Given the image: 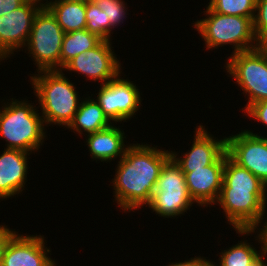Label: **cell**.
<instances>
[{"instance_id":"15","label":"cell","mask_w":267,"mask_h":266,"mask_svg":"<svg viewBox=\"0 0 267 266\" xmlns=\"http://www.w3.org/2000/svg\"><path fill=\"white\" fill-rule=\"evenodd\" d=\"M194 137L190 150L184 153L183 157L171 151V157L181 167L183 173L211 165L226 150V137L214 139L203 125L197 126Z\"/></svg>"},{"instance_id":"7","label":"cell","mask_w":267,"mask_h":266,"mask_svg":"<svg viewBox=\"0 0 267 266\" xmlns=\"http://www.w3.org/2000/svg\"><path fill=\"white\" fill-rule=\"evenodd\" d=\"M65 32L51 11L42 7L36 14L25 48L37 71L60 70L61 46Z\"/></svg>"},{"instance_id":"8","label":"cell","mask_w":267,"mask_h":266,"mask_svg":"<svg viewBox=\"0 0 267 266\" xmlns=\"http://www.w3.org/2000/svg\"><path fill=\"white\" fill-rule=\"evenodd\" d=\"M194 203L186 185L185 175L171 157L160 172L155 191L147 206L159 216L174 218L184 215Z\"/></svg>"},{"instance_id":"20","label":"cell","mask_w":267,"mask_h":266,"mask_svg":"<svg viewBox=\"0 0 267 266\" xmlns=\"http://www.w3.org/2000/svg\"><path fill=\"white\" fill-rule=\"evenodd\" d=\"M258 230L259 234L257 233L256 240L261 244L259 251H257L253 245L247 243L246 241H238L236 245L229 247V249L224 251L222 250V252L219 254V266L252 265L267 250L264 231L260 227ZM214 266H216L215 263Z\"/></svg>"},{"instance_id":"21","label":"cell","mask_w":267,"mask_h":266,"mask_svg":"<svg viewBox=\"0 0 267 266\" xmlns=\"http://www.w3.org/2000/svg\"><path fill=\"white\" fill-rule=\"evenodd\" d=\"M221 188L241 191H267V186L246 168L235 163L226 151Z\"/></svg>"},{"instance_id":"28","label":"cell","mask_w":267,"mask_h":266,"mask_svg":"<svg viewBox=\"0 0 267 266\" xmlns=\"http://www.w3.org/2000/svg\"><path fill=\"white\" fill-rule=\"evenodd\" d=\"M16 233V231H12L7 226L0 225V262L8 242Z\"/></svg>"},{"instance_id":"24","label":"cell","mask_w":267,"mask_h":266,"mask_svg":"<svg viewBox=\"0 0 267 266\" xmlns=\"http://www.w3.org/2000/svg\"><path fill=\"white\" fill-rule=\"evenodd\" d=\"M86 30L97 35L102 40H112L111 31L114 27L106 22V16L93 1L86 3Z\"/></svg>"},{"instance_id":"25","label":"cell","mask_w":267,"mask_h":266,"mask_svg":"<svg viewBox=\"0 0 267 266\" xmlns=\"http://www.w3.org/2000/svg\"><path fill=\"white\" fill-rule=\"evenodd\" d=\"M106 16V22L116 28L119 24L124 23L127 15V8L124 0H92ZM116 26V27H115Z\"/></svg>"},{"instance_id":"31","label":"cell","mask_w":267,"mask_h":266,"mask_svg":"<svg viewBox=\"0 0 267 266\" xmlns=\"http://www.w3.org/2000/svg\"><path fill=\"white\" fill-rule=\"evenodd\" d=\"M265 255H267V250L250 266H266L267 264L264 263Z\"/></svg>"},{"instance_id":"27","label":"cell","mask_w":267,"mask_h":266,"mask_svg":"<svg viewBox=\"0 0 267 266\" xmlns=\"http://www.w3.org/2000/svg\"><path fill=\"white\" fill-rule=\"evenodd\" d=\"M248 117L267 126V100L252 104L246 111Z\"/></svg>"},{"instance_id":"19","label":"cell","mask_w":267,"mask_h":266,"mask_svg":"<svg viewBox=\"0 0 267 266\" xmlns=\"http://www.w3.org/2000/svg\"><path fill=\"white\" fill-rule=\"evenodd\" d=\"M45 1L43 7L51 11L65 33L86 29V3Z\"/></svg>"},{"instance_id":"10","label":"cell","mask_w":267,"mask_h":266,"mask_svg":"<svg viewBox=\"0 0 267 266\" xmlns=\"http://www.w3.org/2000/svg\"><path fill=\"white\" fill-rule=\"evenodd\" d=\"M111 45V40H102L93 49L82 52L70 60L62 70L82 74L85 80L102 82L100 84L115 79L122 73V66Z\"/></svg>"},{"instance_id":"32","label":"cell","mask_w":267,"mask_h":266,"mask_svg":"<svg viewBox=\"0 0 267 266\" xmlns=\"http://www.w3.org/2000/svg\"><path fill=\"white\" fill-rule=\"evenodd\" d=\"M83 2V3H88L91 2L92 0H54L53 2Z\"/></svg>"},{"instance_id":"1","label":"cell","mask_w":267,"mask_h":266,"mask_svg":"<svg viewBox=\"0 0 267 266\" xmlns=\"http://www.w3.org/2000/svg\"><path fill=\"white\" fill-rule=\"evenodd\" d=\"M171 151L143 143L130 144L123 158L119 159L112 186L115 200L121 210L130 212L147 207L156 182Z\"/></svg>"},{"instance_id":"26","label":"cell","mask_w":267,"mask_h":266,"mask_svg":"<svg viewBox=\"0 0 267 266\" xmlns=\"http://www.w3.org/2000/svg\"><path fill=\"white\" fill-rule=\"evenodd\" d=\"M253 30L260 46H267V0H257Z\"/></svg>"},{"instance_id":"30","label":"cell","mask_w":267,"mask_h":266,"mask_svg":"<svg viewBox=\"0 0 267 266\" xmlns=\"http://www.w3.org/2000/svg\"><path fill=\"white\" fill-rule=\"evenodd\" d=\"M27 0H0V17L19 8Z\"/></svg>"},{"instance_id":"33","label":"cell","mask_w":267,"mask_h":266,"mask_svg":"<svg viewBox=\"0 0 267 266\" xmlns=\"http://www.w3.org/2000/svg\"><path fill=\"white\" fill-rule=\"evenodd\" d=\"M267 219V218H265ZM266 222L263 221V226H262V230L264 231V234H265V238H266V248H267V220H265Z\"/></svg>"},{"instance_id":"13","label":"cell","mask_w":267,"mask_h":266,"mask_svg":"<svg viewBox=\"0 0 267 266\" xmlns=\"http://www.w3.org/2000/svg\"><path fill=\"white\" fill-rule=\"evenodd\" d=\"M226 150L211 164L184 173L186 185L195 204L201 207L213 205L220 195Z\"/></svg>"},{"instance_id":"12","label":"cell","mask_w":267,"mask_h":266,"mask_svg":"<svg viewBox=\"0 0 267 266\" xmlns=\"http://www.w3.org/2000/svg\"><path fill=\"white\" fill-rule=\"evenodd\" d=\"M228 156L267 186V137L250 130L226 137Z\"/></svg>"},{"instance_id":"11","label":"cell","mask_w":267,"mask_h":266,"mask_svg":"<svg viewBox=\"0 0 267 266\" xmlns=\"http://www.w3.org/2000/svg\"><path fill=\"white\" fill-rule=\"evenodd\" d=\"M42 7V2L27 0L0 17V62L26 46L34 18Z\"/></svg>"},{"instance_id":"18","label":"cell","mask_w":267,"mask_h":266,"mask_svg":"<svg viewBox=\"0 0 267 266\" xmlns=\"http://www.w3.org/2000/svg\"><path fill=\"white\" fill-rule=\"evenodd\" d=\"M82 101L73 121L67 127L68 129H73V132L76 131L79 135H82L84 131L87 135L108 128L113 124L104 114L95 98L91 99L88 96Z\"/></svg>"},{"instance_id":"5","label":"cell","mask_w":267,"mask_h":266,"mask_svg":"<svg viewBox=\"0 0 267 266\" xmlns=\"http://www.w3.org/2000/svg\"><path fill=\"white\" fill-rule=\"evenodd\" d=\"M267 191H241L221 188L216 204L236 233L245 236L257 233L266 213ZM257 228V229H256ZM257 230V231H255Z\"/></svg>"},{"instance_id":"6","label":"cell","mask_w":267,"mask_h":266,"mask_svg":"<svg viewBox=\"0 0 267 266\" xmlns=\"http://www.w3.org/2000/svg\"><path fill=\"white\" fill-rule=\"evenodd\" d=\"M227 60L224 66L227 74L234 77L243 94L249 96L242 111L267 100V46L231 54Z\"/></svg>"},{"instance_id":"34","label":"cell","mask_w":267,"mask_h":266,"mask_svg":"<svg viewBox=\"0 0 267 266\" xmlns=\"http://www.w3.org/2000/svg\"><path fill=\"white\" fill-rule=\"evenodd\" d=\"M31 1H37V2H41L43 3L44 0H31Z\"/></svg>"},{"instance_id":"23","label":"cell","mask_w":267,"mask_h":266,"mask_svg":"<svg viewBox=\"0 0 267 266\" xmlns=\"http://www.w3.org/2000/svg\"><path fill=\"white\" fill-rule=\"evenodd\" d=\"M257 0H210L207 7L218 14L249 17L253 20Z\"/></svg>"},{"instance_id":"4","label":"cell","mask_w":267,"mask_h":266,"mask_svg":"<svg viewBox=\"0 0 267 266\" xmlns=\"http://www.w3.org/2000/svg\"><path fill=\"white\" fill-rule=\"evenodd\" d=\"M205 10L207 17L197 19L193 26L204 39L207 50L229 44L234 46L232 54H235L260 46L251 18L218 14L208 7Z\"/></svg>"},{"instance_id":"2","label":"cell","mask_w":267,"mask_h":266,"mask_svg":"<svg viewBox=\"0 0 267 266\" xmlns=\"http://www.w3.org/2000/svg\"><path fill=\"white\" fill-rule=\"evenodd\" d=\"M37 72L38 74L30 76V82L38 98L44 124L61 125L67 128L81 103L76 86L64 76L62 70Z\"/></svg>"},{"instance_id":"22","label":"cell","mask_w":267,"mask_h":266,"mask_svg":"<svg viewBox=\"0 0 267 266\" xmlns=\"http://www.w3.org/2000/svg\"><path fill=\"white\" fill-rule=\"evenodd\" d=\"M102 41L97 35L83 29L65 33L61 46L60 70L82 52L93 49Z\"/></svg>"},{"instance_id":"14","label":"cell","mask_w":267,"mask_h":266,"mask_svg":"<svg viewBox=\"0 0 267 266\" xmlns=\"http://www.w3.org/2000/svg\"><path fill=\"white\" fill-rule=\"evenodd\" d=\"M45 244L40 234L24 236L17 232L8 242L0 266H52L55 261Z\"/></svg>"},{"instance_id":"9","label":"cell","mask_w":267,"mask_h":266,"mask_svg":"<svg viewBox=\"0 0 267 266\" xmlns=\"http://www.w3.org/2000/svg\"><path fill=\"white\" fill-rule=\"evenodd\" d=\"M120 76L101 84L95 99L108 119L115 123L133 118L141 105V95L136 84Z\"/></svg>"},{"instance_id":"17","label":"cell","mask_w":267,"mask_h":266,"mask_svg":"<svg viewBox=\"0 0 267 266\" xmlns=\"http://www.w3.org/2000/svg\"><path fill=\"white\" fill-rule=\"evenodd\" d=\"M125 132L111 125L103 130L87 134L86 142L93 160L110 162L118 157L123 158L128 148L124 144ZM126 146V147H125Z\"/></svg>"},{"instance_id":"3","label":"cell","mask_w":267,"mask_h":266,"mask_svg":"<svg viewBox=\"0 0 267 266\" xmlns=\"http://www.w3.org/2000/svg\"><path fill=\"white\" fill-rule=\"evenodd\" d=\"M9 100L0 109V138L7 142L6 149L35 153L46 137L43 117L27 99Z\"/></svg>"},{"instance_id":"29","label":"cell","mask_w":267,"mask_h":266,"mask_svg":"<svg viewBox=\"0 0 267 266\" xmlns=\"http://www.w3.org/2000/svg\"><path fill=\"white\" fill-rule=\"evenodd\" d=\"M213 262L214 261L211 262L204 257L196 256L183 262L170 263L167 266H214Z\"/></svg>"},{"instance_id":"16","label":"cell","mask_w":267,"mask_h":266,"mask_svg":"<svg viewBox=\"0 0 267 266\" xmlns=\"http://www.w3.org/2000/svg\"><path fill=\"white\" fill-rule=\"evenodd\" d=\"M30 153L19 149H6L0 155V199L18 195L24 190Z\"/></svg>"}]
</instances>
